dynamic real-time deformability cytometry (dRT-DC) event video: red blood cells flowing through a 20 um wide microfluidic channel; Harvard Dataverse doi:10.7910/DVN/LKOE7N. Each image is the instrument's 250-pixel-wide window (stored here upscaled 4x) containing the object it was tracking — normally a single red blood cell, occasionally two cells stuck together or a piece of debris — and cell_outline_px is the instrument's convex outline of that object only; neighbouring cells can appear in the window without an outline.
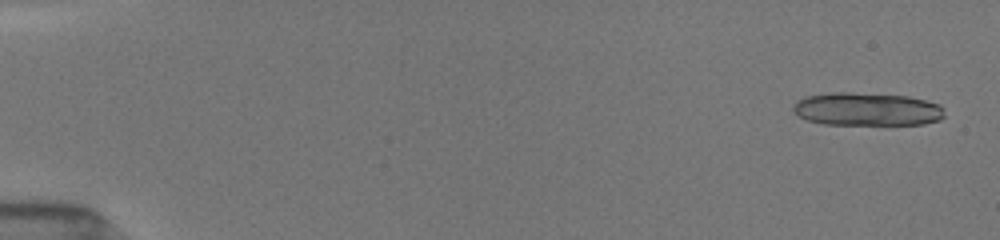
{"species": "common noctule bat (a hibernating species)", "species_latin": "Nyctalus noctula", "temperature_condition": "room temperature", "stored_images_in_passage": 16, "camera_frame_rate_fps": 3000, "um_per_image_px": 0.085, "animal": {"sex": "female", "body_mass_g": 19.5, "forearm_length_mm": 54.1}, "frame": {"image": 1, "passage_image": 2, "time_ms": 0.333, "image_size_px": [1000, 240], "cell_outline_px": [[944, 116], [940, 120], [924, 124], [824, 124], [808, 120], [800, 116], [792, 108], [796, 100], [808, 96], [832, 92], [848, 92], [908, 96], [940, 104], [944, 108]], "centroid_in_image_um": [73.72, 9.28], "position_along_channel_um": 11.3, "area_um2": 29.13}}